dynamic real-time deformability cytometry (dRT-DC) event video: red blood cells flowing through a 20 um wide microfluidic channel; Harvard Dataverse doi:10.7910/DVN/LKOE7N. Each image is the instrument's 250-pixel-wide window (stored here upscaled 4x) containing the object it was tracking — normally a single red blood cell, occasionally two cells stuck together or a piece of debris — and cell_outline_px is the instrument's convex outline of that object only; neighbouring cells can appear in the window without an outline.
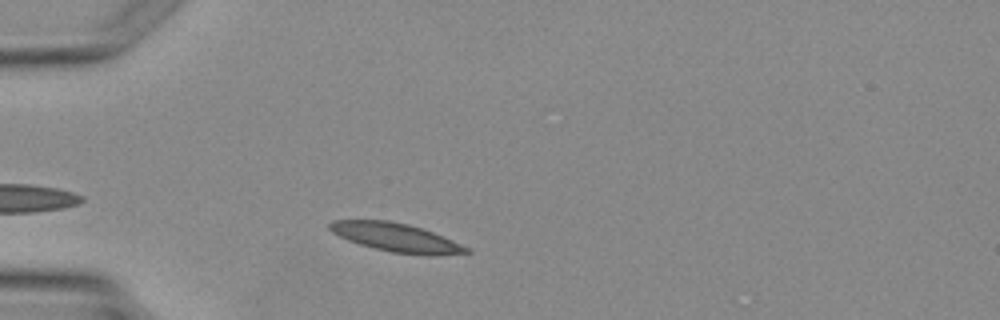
{"species": "Egyptian fruit bat (a non-hibernating species)", "species_latin": "Rousettus aegyptiacus", "temperature_condition": "warm", "stored_images_in_passage": 1, "camera_frame_rate_fps": 3000, "um_per_image_px": 0.085, "animal": {"sex": "female"}, "frame": {"image": 1, "passage_image": 1, "time_ms": 0.0, "image_size_px": [1000, 320], "cell_outline_px": [[472, 252], [432, 256], [428, 256], [392, 252], [360, 244], [348, 240], [332, 232], [328, 228], [328, 224], [332, 220], [388, 220], [408, 224], [432, 232], [460, 244], [468, 248]], "centroid_in_image_um": [33.64, 20.18], "position_along_channel_um": 51.4, "area_um2": 22.48}}